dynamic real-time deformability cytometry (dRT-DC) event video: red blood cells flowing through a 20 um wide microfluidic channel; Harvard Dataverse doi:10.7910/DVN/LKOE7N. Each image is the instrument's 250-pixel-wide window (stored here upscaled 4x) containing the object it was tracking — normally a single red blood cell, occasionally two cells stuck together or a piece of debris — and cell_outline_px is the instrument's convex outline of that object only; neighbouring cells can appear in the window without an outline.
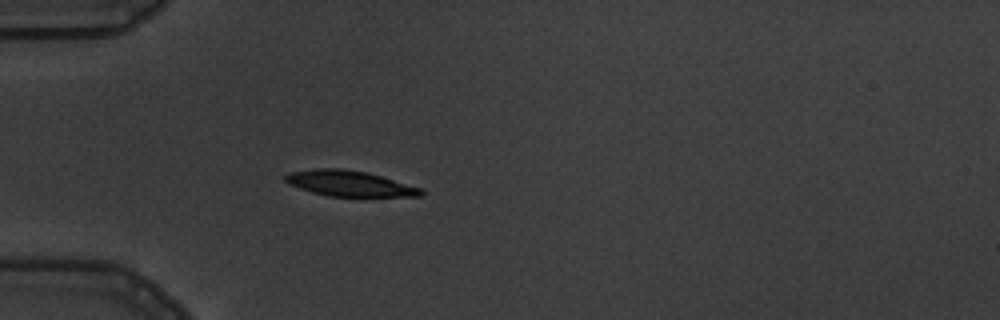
{"species": "common noctule bat (a hibernating species)", "species_latin": "Nyctalus noctula", "temperature_condition": "warm", "stored_images_in_passage": 4, "camera_frame_rate_fps": 3000, "um_per_image_px": 0.085, "animal": {"sex": "male", "body_mass_g": 19.5, "forearm_length_mm": 54.6}, "frame": {"image": 1, "passage_image": 4, "time_ms": 3.667, "image_size_px": [1000, 320], "cell_outline_px": [[424, 192], [420, 196], [328, 196], [312, 192], [288, 184], [284, 180], [284, 176], [288, 172], [312, 168], [340, 168], [368, 172], [420, 188]], "centroid_in_image_um": [29.63, 15.58], "position_along_channel_um": 55.4, "area_um2": 20.17}}